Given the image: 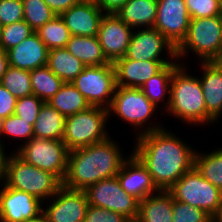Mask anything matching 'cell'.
<instances>
[{
  "label": "cell",
  "instance_id": "6da1fadb",
  "mask_svg": "<svg viewBox=\"0 0 222 222\" xmlns=\"http://www.w3.org/2000/svg\"><path fill=\"white\" fill-rule=\"evenodd\" d=\"M139 131L132 153L151 174L158 190L168 191L194 167L195 151L159 124Z\"/></svg>",
  "mask_w": 222,
  "mask_h": 222
},
{
  "label": "cell",
  "instance_id": "7a4b0ae2",
  "mask_svg": "<svg viewBox=\"0 0 222 222\" xmlns=\"http://www.w3.org/2000/svg\"><path fill=\"white\" fill-rule=\"evenodd\" d=\"M118 146L109 137L102 142L70 150L62 186L86 190L102 179L115 177L128 159L123 157Z\"/></svg>",
  "mask_w": 222,
  "mask_h": 222
},
{
  "label": "cell",
  "instance_id": "3957f363",
  "mask_svg": "<svg viewBox=\"0 0 222 222\" xmlns=\"http://www.w3.org/2000/svg\"><path fill=\"white\" fill-rule=\"evenodd\" d=\"M181 64L171 78L168 113L189 124H207L215 121L207 114L199 77L187 74Z\"/></svg>",
  "mask_w": 222,
  "mask_h": 222
},
{
  "label": "cell",
  "instance_id": "277c9868",
  "mask_svg": "<svg viewBox=\"0 0 222 222\" xmlns=\"http://www.w3.org/2000/svg\"><path fill=\"white\" fill-rule=\"evenodd\" d=\"M4 184L30 193L42 202L48 201L62 186V182L54 174L27 163L15 152L6 158Z\"/></svg>",
  "mask_w": 222,
  "mask_h": 222
},
{
  "label": "cell",
  "instance_id": "5b68a950",
  "mask_svg": "<svg viewBox=\"0 0 222 222\" xmlns=\"http://www.w3.org/2000/svg\"><path fill=\"white\" fill-rule=\"evenodd\" d=\"M187 50L201 62H214L222 53V15L191 19L186 38L176 48L177 61Z\"/></svg>",
  "mask_w": 222,
  "mask_h": 222
},
{
  "label": "cell",
  "instance_id": "8992f818",
  "mask_svg": "<svg viewBox=\"0 0 222 222\" xmlns=\"http://www.w3.org/2000/svg\"><path fill=\"white\" fill-rule=\"evenodd\" d=\"M108 117V110L97 106L67 116L62 139L67 149L70 151L108 139L105 129Z\"/></svg>",
  "mask_w": 222,
  "mask_h": 222
},
{
  "label": "cell",
  "instance_id": "52a82bcc",
  "mask_svg": "<svg viewBox=\"0 0 222 222\" xmlns=\"http://www.w3.org/2000/svg\"><path fill=\"white\" fill-rule=\"evenodd\" d=\"M168 191L174 200L200 208L211 218L222 203V190L203 178L195 167L186 172Z\"/></svg>",
  "mask_w": 222,
  "mask_h": 222
},
{
  "label": "cell",
  "instance_id": "ba28073f",
  "mask_svg": "<svg viewBox=\"0 0 222 222\" xmlns=\"http://www.w3.org/2000/svg\"><path fill=\"white\" fill-rule=\"evenodd\" d=\"M16 150L15 153L27 163L48 171L61 182L63 181L67 170L69 150L62 140L33 137Z\"/></svg>",
  "mask_w": 222,
  "mask_h": 222
},
{
  "label": "cell",
  "instance_id": "9c48e42d",
  "mask_svg": "<svg viewBox=\"0 0 222 222\" xmlns=\"http://www.w3.org/2000/svg\"><path fill=\"white\" fill-rule=\"evenodd\" d=\"M71 84L91 106L108 109L116 89L113 63L102 66H85Z\"/></svg>",
  "mask_w": 222,
  "mask_h": 222
},
{
  "label": "cell",
  "instance_id": "30bf717a",
  "mask_svg": "<svg viewBox=\"0 0 222 222\" xmlns=\"http://www.w3.org/2000/svg\"><path fill=\"white\" fill-rule=\"evenodd\" d=\"M85 193L89 205L120 213L128 220L137 219L139 200L121 187L117 176L90 185Z\"/></svg>",
  "mask_w": 222,
  "mask_h": 222
},
{
  "label": "cell",
  "instance_id": "8fae6325",
  "mask_svg": "<svg viewBox=\"0 0 222 222\" xmlns=\"http://www.w3.org/2000/svg\"><path fill=\"white\" fill-rule=\"evenodd\" d=\"M107 110L109 116L111 112H114L123 121L142 130L141 127H146L144 126L146 121L156 111V106L140 88L116 86L112 102Z\"/></svg>",
  "mask_w": 222,
  "mask_h": 222
},
{
  "label": "cell",
  "instance_id": "7c38bea8",
  "mask_svg": "<svg viewBox=\"0 0 222 222\" xmlns=\"http://www.w3.org/2000/svg\"><path fill=\"white\" fill-rule=\"evenodd\" d=\"M191 17L185 0H157V29L175 48L186 38Z\"/></svg>",
  "mask_w": 222,
  "mask_h": 222
},
{
  "label": "cell",
  "instance_id": "4fadbf2b",
  "mask_svg": "<svg viewBox=\"0 0 222 222\" xmlns=\"http://www.w3.org/2000/svg\"><path fill=\"white\" fill-rule=\"evenodd\" d=\"M132 32L126 59L136 61H167L160 56L162 50H167L168 57L176 60V48L154 27H145L143 30Z\"/></svg>",
  "mask_w": 222,
  "mask_h": 222
},
{
  "label": "cell",
  "instance_id": "5bb4252c",
  "mask_svg": "<svg viewBox=\"0 0 222 222\" xmlns=\"http://www.w3.org/2000/svg\"><path fill=\"white\" fill-rule=\"evenodd\" d=\"M50 199V206L43 208L47 222H83L89 206L85 190L61 186Z\"/></svg>",
  "mask_w": 222,
  "mask_h": 222
},
{
  "label": "cell",
  "instance_id": "9a60e30c",
  "mask_svg": "<svg viewBox=\"0 0 222 222\" xmlns=\"http://www.w3.org/2000/svg\"><path fill=\"white\" fill-rule=\"evenodd\" d=\"M43 202L34 195L7 187L0 190V221L22 222L40 215Z\"/></svg>",
  "mask_w": 222,
  "mask_h": 222
},
{
  "label": "cell",
  "instance_id": "2e32d148",
  "mask_svg": "<svg viewBox=\"0 0 222 222\" xmlns=\"http://www.w3.org/2000/svg\"><path fill=\"white\" fill-rule=\"evenodd\" d=\"M133 29L116 13L104 14L98 30V39L104 55L110 63L125 56Z\"/></svg>",
  "mask_w": 222,
  "mask_h": 222
},
{
  "label": "cell",
  "instance_id": "e0dca14e",
  "mask_svg": "<svg viewBox=\"0 0 222 222\" xmlns=\"http://www.w3.org/2000/svg\"><path fill=\"white\" fill-rule=\"evenodd\" d=\"M170 61H136L124 57L113 63L116 86L140 88L152 76L158 74Z\"/></svg>",
  "mask_w": 222,
  "mask_h": 222
},
{
  "label": "cell",
  "instance_id": "ac0fdd59",
  "mask_svg": "<svg viewBox=\"0 0 222 222\" xmlns=\"http://www.w3.org/2000/svg\"><path fill=\"white\" fill-rule=\"evenodd\" d=\"M116 176L121 187L139 201L159 191L147 168L133 153L129 155Z\"/></svg>",
  "mask_w": 222,
  "mask_h": 222
},
{
  "label": "cell",
  "instance_id": "d6986e66",
  "mask_svg": "<svg viewBox=\"0 0 222 222\" xmlns=\"http://www.w3.org/2000/svg\"><path fill=\"white\" fill-rule=\"evenodd\" d=\"M104 14L93 0H81L60 16L71 35L97 36Z\"/></svg>",
  "mask_w": 222,
  "mask_h": 222
},
{
  "label": "cell",
  "instance_id": "ffe728a7",
  "mask_svg": "<svg viewBox=\"0 0 222 222\" xmlns=\"http://www.w3.org/2000/svg\"><path fill=\"white\" fill-rule=\"evenodd\" d=\"M48 51L38 34L34 32L6 52L10 66L31 71L47 66Z\"/></svg>",
  "mask_w": 222,
  "mask_h": 222
},
{
  "label": "cell",
  "instance_id": "44dd1931",
  "mask_svg": "<svg viewBox=\"0 0 222 222\" xmlns=\"http://www.w3.org/2000/svg\"><path fill=\"white\" fill-rule=\"evenodd\" d=\"M201 67L203 76L199 80L206 112L217 122L222 114V70L215 62H202Z\"/></svg>",
  "mask_w": 222,
  "mask_h": 222
},
{
  "label": "cell",
  "instance_id": "7402d4cb",
  "mask_svg": "<svg viewBox=\"0 0 222 222\" xmlns=\"http://www.w3.org/2000/svg\"><path fill=\"white\" fill-rule=\"evenodd\" d=\"M173 196L169 191L159 190L139 201L137 219L140 222H172Z\"/></svg>",
  "mask_w": 222,
  "mask_h": 222
},
{
  "label": "cell",
  "instance_id": "603a6c76",
  "mask_svg": "<svg viewBox=\"0 0 222 222\" xmlns=\"http://www.w3.org/2000/svg\"><path fill=\"white\" fill-rule=\"evenodd\" d=\"M116 15L132 29L153 27L157 17V0H129Z\"/></svg>",
  "mask_w": 222,
  "mask_h": 222
},
{
  "label": "cell",
  "instance_id": "cb8c5ba5",
  "mask_svg": "<svg viewBox=\"0 0 222 222\" xmlns=\"http://www.w3.org/2000/svg\"><path fill=\"white\" fill-rule=\"evenodd\" d=\"M65 48L84 66H102L110 63L97 36L72 35Z\"/></svg>",
  "mask_w": 222,
  "mask_h": 222
},
{
  "label": "cell",
  "instance_id": "d4e9b609",
  "mask_svg": "<svg viewBox=\"0 0 222 222\" xmlns=\"http://www.w3.org/2000/svg\"><path fill=\"white\" fill-rule=\"evenodd\" d=\"M66 117L47 102L42 105L33 125L34 137L62 140L65 131Z\"/></svg>",
  "mask_w": 222,
  "mask_h": 222
},
{
  "label": "cell",
  "instance_id": "484cf974",
  "mask_svg": "<svg viewBox=\"0 0 222 222\" xmlns=\"http://www.w3.org/2000/svg\"><path fill=\"white\" fill-rule=\"evenodd\" d=\"M47 67L64 83H71L85 66L66 48H57L48 51Z\"/></svg>",
  "mask_w": 222,
  "mask_h": 222
},
{
  "label": "cell",
  "instance_id": "4316f807",
  "mask_svg": "<svg viewBox=\"0 0 222 222\" xmlns=\"http://www.w3.org/2000/svg\"><path fill=\"white\" fill-rule=\"evenodd\" d=\"M180 65V63L175 62L166 65L158 74L152 76L145 84L141 87L144 95L152 102L156 108L158 107V102L163 101L164 97L168 93L167 104L165 106L166 110L170 103V93H171V78L173 76L174 70Z\"/></svg>",
  "mask_w": 222,
  "mask_h": 222
},
{
  "label": "cell",
  "instance_id": "83f0119b",
  "mask_svg": "<svg viewBox=\"0 0 222 222\" xmlns=\"http://www.w3.org/2000/svg\"><path fill=\"white\" fill-rule=\"evenodd\" d=\"M47 103L65 117L84 111L91 106L71 83H64Z\"/></svg>",
  "mask_w": 222,
  "mask_h": 222
},
{
  "label": "cell",
  "instance_id": "f1b7e54d",
  "mask_svg": "<svg viewBox=\"0 0 222 222\" xmlns=\"http://www.w3.org/2000/svg\"><path fill=\"white\" fill-rule=\"evenodd\" d=\"M30 78L33 94L44 102H48L64 84L47 66L31 70Z\"/></svg>",
  "mask_w": 222,
  "mask_h": 222
},
{
  "label": "cell",
  "instance_id": "f546056e",
  "mask_svg": "<svg viewBox=\"0 0 222 222\" xmlns=\"http://www.w3.org/2000/svg\"><path fill=\"white\" fill-rule=\"evenodd\" d=\"M194 167L203 178L222 190V148L209 154L195 151Z\"/></svg>",
  "mask_w": 222,
  "mask_h": 222
},
{
  "label": "cell",
  "instance_id": "4dcf8cb0",
  "mask_svg": "<svg viewBox=\"0 0 222 222\" xmlns=\"http://www.w3.org/2000/svg\"><path fill=\"white\" fill-rule=\"evenodd\" d=\"M48 50L65 48L72 36L61 16L56 15L35 31Z\"/></svg>",
  "mask_w": 222,
  "mask_h": 222
},
{
  "label": "cell",
  "instance_id": "1f68e13d",
  "mask_svg": "<svg viewBox=\"0 0 222 222\" xmlns=\"http://www.w3.org/2000/svg\"><path fill=\"white\" fill-rule=\"evenodd\" d=\"M0 83L16 99L33 94L29 70L9 66Z\"/></svg>",
  "mask_w": 222,
  "mask_h": 222
},
{
  "label": "cell",
  "instance_id": "d6a6232c",
  "mask_svg": "<svg viewBox=\"0 0 222 222\" xmlns=\"http://www.w3.org/2000/svg\"><path fill=\"white\" fill-rule=\"evenodd\" d=\"M25 20L34 30H38L46 22L51 21L56 14L43 0H22Z\"/></svg>",
  "mask_w": 222,
  "mask_h": 222
},
{
  "label": "cell",
  "instance_id": "836d02e7",
  "mask_svg": "<svg viewBox=\"0 0 222 222\" xmlns=\"http://www.w3.org/2000/svg\"><path fill=\"white\" fill-rule=\"evenodd\" d=\"M34 32L25 20L3 26L0 32V46L8 51Z\"/></svg>",
  "mask_w": 222,
  "mask_h": 222
},
{
  "label": "cell",
  "instance_id": "e575fe53",
  "mask_svg": "<svg viewBox=\"0 0 222 222\" xmlns=\"http://www.w3.org/2000/svg\"><path fill=\"white\" fill-rule=\"evenodd\" d=\"M2 135L18 138V140L19 138L20 140L27 139L25 142H28L34 137L33 125L29 121L22 120L15 114H12L0 121V136ZM0 144L3 146L1 140Z\"/></svg>",
  "mask_w": 222,
  "mask_h": 222
},
{
  "label": "cell",
  "instance_id": "d590c367",
  "mask_svg": "<svg viewBox=\"0 0 222 222\" xmlns=\"http://www.w3.org/2000/svg\"><path fill=\"white\" fill-rule=\"evenodd\" d=\"M172 222H212V218L200 208L173 200Z\"/></svg>",
  "mask_w": 222,
  "mask_h": 222
},
{
  "label": "cell",
  "instance_id": "8d00e7d4",
  "mask_svg": "<svg viewBox=\"0 0 222 222\" xmlns=\"http://www.w3.org/2000/svg\"><path fill=\"white\" fill-rule=\"evenodd\" d=\"M191 19L222 15V0H185Z\"/></svg>",
  "mask_w": 222,
  "mask_h": 222
},
{
  "label": "cell",
  "instance_id": "74e56055",
  "mask_svg": "<svg viewBox=\"0 0 222 222\" xmlns=\"http://www.w3.org/2000/svg\"><path fill=\"white\" fill-rule=\"evenodd\" d=\"M43 104L44 101L34 94L19 98L16 101L14 114L34 125Z\"/></svg>",
  "mask_w": 222,
  "mask_h": 222
},
{
  "label": "cell",
  "instance_id": "f35d334b",
  "mask_svg": "<svg viewBox=\"0 0 222 222\" xmlns=\"http://www.w3.org/2000/svg\"><path fill=\"white\" fill-rule=\"evenodd\" d=\"M23 17L22 0H0L1 27L22 21Z\"/></svg>",
  "mask_w": 222,
  "mask_h": 222
},
{
  "label": "cell",
  "instance_id": "ab89813d",
  "mask_svg": "<svg viewBox=\"0 0 222 222\" xmlns=\"http://www.w3.org/2000/svg\"><path fill=\"white\" fill-rule=\"evenodd\" d=\"M127 220L120 213L89 205L83 222H126Z\"/></svg>",
  "mask_w": 222,
  "mask_h": 222
},
{
  "label": "cell",
  "instance_id": "60d3db41",
  "mask_svg": "<svg viewBox=\"0 0 222 222\" xmlns=\"http://www.w3.org/2000/svg\"><path fill=\"white\" fill-rule=\"evenodd\" d=\"M17 99L0 83V121L14 114Z\"/></svg>",
  "mask_w": 222,
  "mask_h": 222
},
{
  "label": "cell",
  "instance_id": "b9f144b4",
  "mask_svg": "<svg viewBox=\"0 0 222 222\" xmlns=\"http://www.w3.org/2000/svg\"><path fill=\"white\" fill-rule=\"evenodd\" d=\"M94 3L105 13H117L129 0H93Z\"/></svg>",
  "mask_w": 222,
  "mask_h": 222
},
{
  "label": "cell",
  "instance_id": "7bdbcfd3",
  "mask_svg": "<svg viewBox=\"0 0 222 222\" xmlns=\"http://www.w3.org/2000/svg\"><path fill=\"white\" fill-rule=\"evenodd\" d=\"M56 15H61L63 12L74 6L81 0H43Z\"/></svg>",
  "mask_w": 222,
  "mask_h": 222
},
{
  "label": "cell",
  "instance_id": "ee69618b",
  "mask_svg": "<svg viewBox=\"0 0 222 222\" xmlns=\"http://www.w3.org/2000/svg\"><path fill=\"white\" fill-rule=\"evenodd\" d=\"M9 66L7 52L0 46V82Z\"/></svg>",
  "mask_w": 222,
  "mask_h": 222
},
{
  "label": "cell",
  "instance_id": "f6af8a7d",
  "mask_svg": "<svg viewBox=\"0 0 222 222\" xmlns=\"http://www.w3.org/2000/svg\"><path fill=\"white\" fill-rule=\"evenodd\" d=\"M3 148L4 146L0 144V182H2V180L5 182V162L7 156Z\"/></svg>",
  "mask_w": 222,
  "mask_h": 222
},
{
  "label": "cell",
  "instance_id": "bcb514c9",
  "mask_svg": "<svg viewBox=\"0 0 222 222\" xmlns=\"http://www.w3.org/2000/svg\"><path fill=\"white\" fill-rule=\"evenodd\" d=\"M22 222H47V220H46V216L42 212L40 215H38L34 218H31L29 220H24Z\"/></svg>",
  "mask_w": 222,
  "mask_h": 222
},
{
  "label": "cell",
  "instance_id": "7dc6e473",
  "mask_svg": "<svg viewBox=\"0 0 222 222\" xmlns=\"http://www.w3.org/2000/svg\"><path fill=\"white\" fill-rule=\"evenodd\" d=\"M212 222H222V203L219 206L215 215L212 217Z\"/></svg>",
  "mask_w": 222,
  "mask_h": 222
},
{
  "label": "cell",
  "instance_id": "c3c4849f",
  "mask_svg": "<svg viewBox=\"0 0 222 222\" xmlns=\"http://www.w3.org/2000/svg\"><path fill=\"white\" fill-rule=\"evenodd\" d=\"M219 68L222 70V53L220 54V56L214 61Z\"/></svg>",
  "mask_w": 222,
  "mask_h": 222
},
{
  "label": "cell",
  "instance_id": "681fc988",
  "mask_svg": "<svg viewBox=\"0 0 222 222\" xmlns=\"http://www.w3.org/2000/svg\"><path fill=\"white\" fill-rule=\"evenodd\" d=\"M126 222H140L138 219H129Z\"/></svg>",
  "mask_w": 222,
  "mask_h": 222
}]
</instances>
